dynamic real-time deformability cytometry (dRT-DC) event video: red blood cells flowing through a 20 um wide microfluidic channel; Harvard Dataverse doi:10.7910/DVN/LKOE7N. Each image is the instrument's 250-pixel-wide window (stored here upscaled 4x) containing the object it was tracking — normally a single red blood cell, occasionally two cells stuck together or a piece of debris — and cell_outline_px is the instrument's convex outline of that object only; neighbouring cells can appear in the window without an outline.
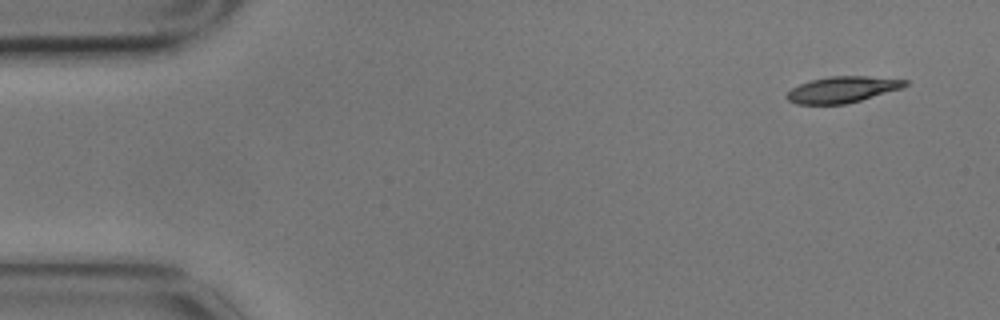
{"species": "common noctule bat (a hibernating species)", "species_latin": "Nyctalus noctula", "temperature_condition": "cold", "stored_images_in_passage": 9, "camera_frame_rate_fps": 3000, "um_per_image_px": 0.085, "animal": {"sex": "male", "body_mass_g": 17.9}, "frame": {"image": 1, "passage_image": 1, "time_ms": 0.0, "image_size_px": [1000, 320], "cell_outline_px": [[908, 84], [904, 88], [860, 100], [844, 104], [796, 104], [788, 100], [784, 96], [792, 88], [800, 84], [812, 80], [828, 76], [868, 76], [908, 80]], "centroid_in_image_um": [71.62, 7.61], "position_along_channel_um": 13.4, "area_um2": 18.03}}